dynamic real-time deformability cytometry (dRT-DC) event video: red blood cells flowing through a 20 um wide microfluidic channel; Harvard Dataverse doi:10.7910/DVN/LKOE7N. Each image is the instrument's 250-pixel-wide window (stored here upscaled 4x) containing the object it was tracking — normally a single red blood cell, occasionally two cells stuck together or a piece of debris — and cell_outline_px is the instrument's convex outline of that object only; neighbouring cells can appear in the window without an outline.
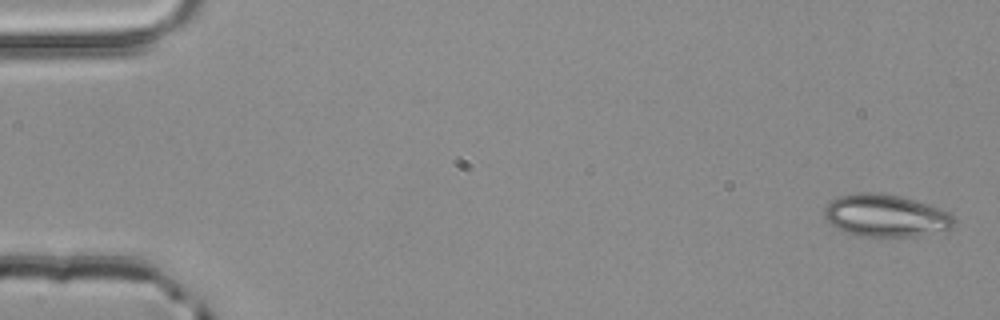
{"species": "common noctule bat (a hibernating species)", "species_latin": "Nyctalus noctula", "temperature_condition": "room temperature", "stored_images_in_passage": 4, "camera_frame_rate_fps": 3000, "um_per_image_px": 0.085, "animal": {"sex": "male", "body_mass_g": 20.4}, "frame": {"image": 1, "passage_image": 1, "time_ms": 0.0, "image_size_px": [1000, 320], "cell_outline_px": [[956, 224], [952, 228], [916, 236], [856, 236], [836, 228], [824, 220], [824, 208], [836, 196], [860, 192], [884, 192], [916, 200], [952, 212], [956, 220]], "centroid_in_image_um": [75.29, 18.31], "position_along_channel_um": 9.7, "area_um2": 32.54}}